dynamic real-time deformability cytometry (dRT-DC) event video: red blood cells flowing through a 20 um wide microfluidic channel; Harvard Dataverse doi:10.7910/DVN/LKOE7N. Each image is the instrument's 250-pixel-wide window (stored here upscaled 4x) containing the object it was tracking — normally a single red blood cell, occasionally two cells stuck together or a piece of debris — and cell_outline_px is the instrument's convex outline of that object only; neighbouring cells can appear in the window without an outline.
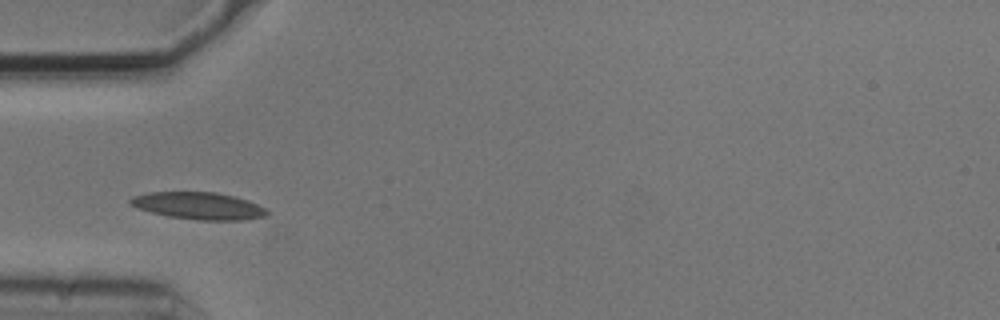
{"species": "common noctule bat (a hibernating species)", "species_latin": "Nyctalus noctula", "temperature_condition": "cold", "stored_images_in_passage": 5, "camera_frame_rate_fps": 3000, "um_per_image_px": 0.085, "animal": {"sex": "male", "body_mass_g": 20.5, "forearm_length_mm": 52.5}, "frame": {"image": 1, "passage_image": 2, "time_ms": 0.333, "image_size_px": [1000, 320], "cell_outline_px": [[268, 216], [244, 220], [196, 220], [168, 216], [136, 208], [128, 204], [128, 200], [132, 196], [148, 192], [216, 192], [236, 196], [248, 200], [264, 208], [268, 212]], "centroid_in_image_um": [16.86, 17.49], "position_along_channel_um": 68.1, "area_um2": 21.79}}
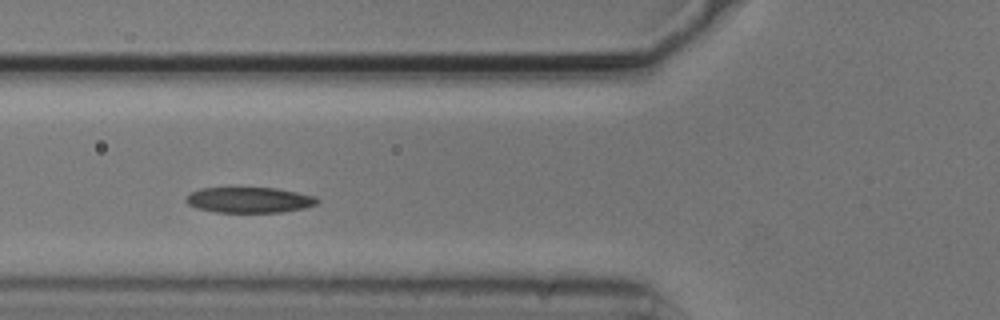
{"frame": {"image": 2, "passage_image": 3, "time_ms": 0.667, "image_size_px": [1000, 320], "cell_outline_px": [[320, 200], [316, 204], [304, 208], [284, 212], [216, 212], [196, 208], [188, 204], [184, 200], [192, 192], [200, 188], [276, 188], [316, 196]], "centroid_in_image_um": [21.2, 17.0], "position_along_channel_um": 104.6, "area_um2": 19.54}}
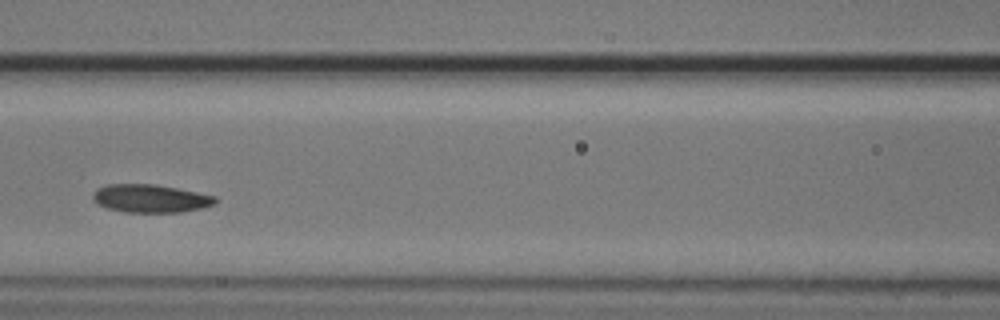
{"frame": {"image": 3, "passage_image": 4, "time_ms": 1.0, "image_size_px": [1000, 320], "cell_outline_px": [[216, 204], [204, 208], [180, 212], [124, 212], [108, 208], [96, 204], [92, 196], [96, 188], [108, 184], [156, 184], [216, 196]], "centroid_in_image_um": [12.78, 16.87], "position_along_channel_um": 153.8, "area_um2": 20.11}}